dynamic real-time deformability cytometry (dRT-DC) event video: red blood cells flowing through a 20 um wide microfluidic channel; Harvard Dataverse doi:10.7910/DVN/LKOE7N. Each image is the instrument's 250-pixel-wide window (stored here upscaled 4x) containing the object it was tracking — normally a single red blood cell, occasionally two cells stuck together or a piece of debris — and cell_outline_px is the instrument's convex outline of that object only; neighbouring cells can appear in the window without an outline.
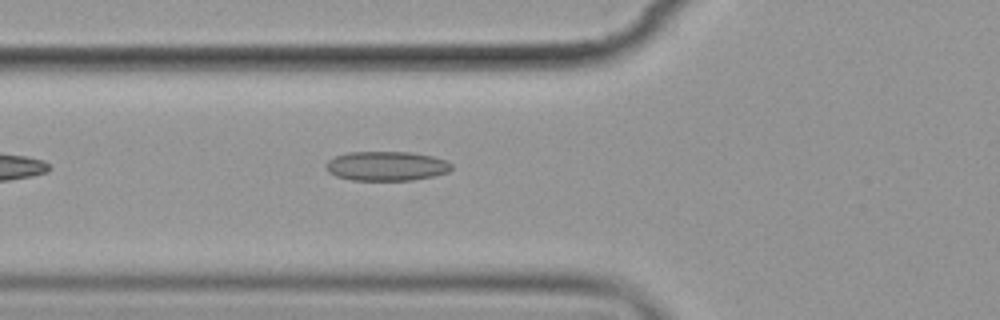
{"species": "common noctule bat (a hibernating species)", "species_latin": "Nyctalus noctula", "temperature_condition": "cold", "stored_images_in_passage": 2, "camera_frame_rate_fps": 3000, "um_per_image_px": 0.085, "animal": {"sex": "female", "body_mass_g": 19.9}, "frame": {"image": 1, "passage_image": 2, "time_ms": 1.0, "image_size_px": [1000, 320], "cell_outline_px": [[452, 168], [448, 172], [436, 176], [412, 180], [352, 180], [336, 176], [328, 172], [324, 164], [328, 160], [336, 156], [348, 152], [408, 152], [432, 156], [444, 160], [452, 164]], "centroid_in_image_um": [32.84, 14.12], "position_along_channel_um": 93.0, "area_um2": 21.56}}